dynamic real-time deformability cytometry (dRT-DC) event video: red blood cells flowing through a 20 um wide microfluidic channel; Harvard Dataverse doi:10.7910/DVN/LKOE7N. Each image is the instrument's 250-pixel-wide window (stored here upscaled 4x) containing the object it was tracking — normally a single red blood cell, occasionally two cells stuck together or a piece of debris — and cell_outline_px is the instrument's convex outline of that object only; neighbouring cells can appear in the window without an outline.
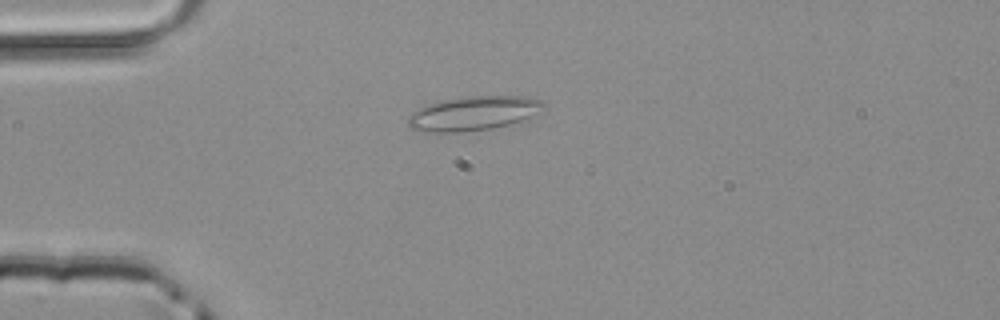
{"species": "common noctule bat (a hibernating species)", "species_latin": "Nyctalus noctula", "temperature_condition": "room temperature", "stored_images_in_passage": 37, "camera_frame_rate_fps": 3000, "um_per_image_px": 0.085, "animal": {"sex": "male", "body_mass_g": 20.4}, "frame": {"image": 1, "passage_image": 1, "time_ms": 0.0, "image_size_px": [1000, 320], "cell_outline_px": [[548, 108], [520, 120], [508, 124], [492, 128], [460, 132], [432, 132], [408, 128], [408, 116], [412, 112], [428, 104], [440, 100], [468, 96], [524, 96], [544, 100], [548, 104]], "centroid_in_image_um": [40.27, 9.62], "position_along_channel_um": 44.7, "area_um2": 27.11}}
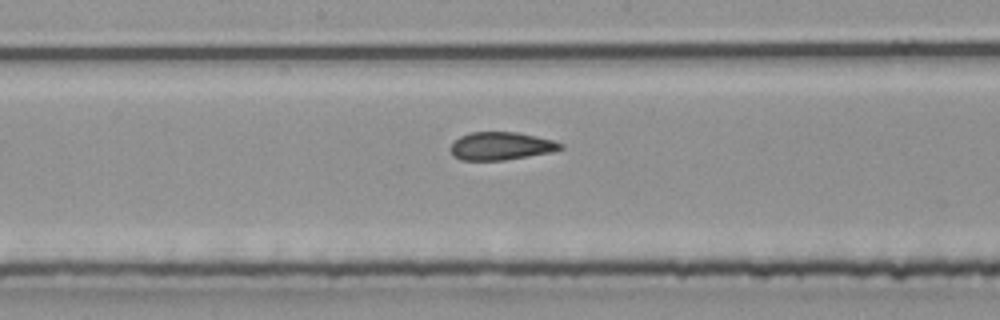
{"frame": {"image": 2, "passage_image": 14, "time_ms": 4.333, "image_size_px": [1000, 320], "cell_outline_px": [[564, 148], [552, 152], [504, 160], [460, 160], [452, 156], [448, 148], [452, 140], [460, 136], [472, 132], [520, 132], [552, 140], [564, 144]], "centroid_in_image_um": [42.53, 12.41], "position_along_channel_um": 205.7, "area_um2": 18.21}}
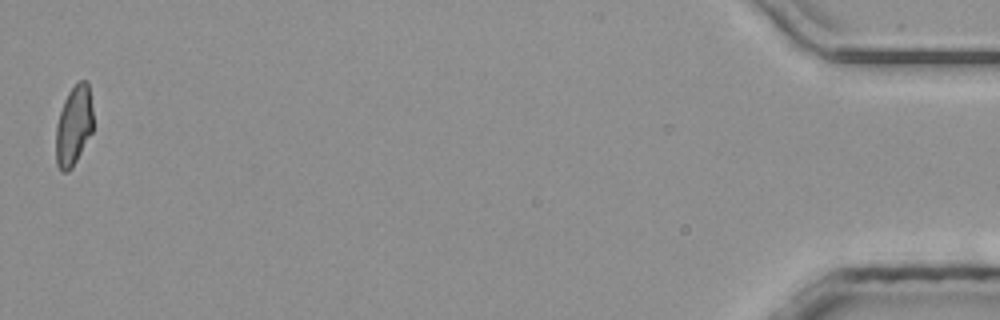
{"frame": {"image": 3, "passage_image": 37, "time_ms": 12.0, "image_size_px": [1000, 320], "cell_outline_px": [[92, 132], [72, 168], [68, 172], [60, 172], [56, 164], [56, 124], [64, 100], [68, 92], [76, 80], [88, 80], [92, 108]], "centroid_in_image_um": [6.26, 10.66], "position_along_channel_um": 428.9, "area_um2": 17.51}}